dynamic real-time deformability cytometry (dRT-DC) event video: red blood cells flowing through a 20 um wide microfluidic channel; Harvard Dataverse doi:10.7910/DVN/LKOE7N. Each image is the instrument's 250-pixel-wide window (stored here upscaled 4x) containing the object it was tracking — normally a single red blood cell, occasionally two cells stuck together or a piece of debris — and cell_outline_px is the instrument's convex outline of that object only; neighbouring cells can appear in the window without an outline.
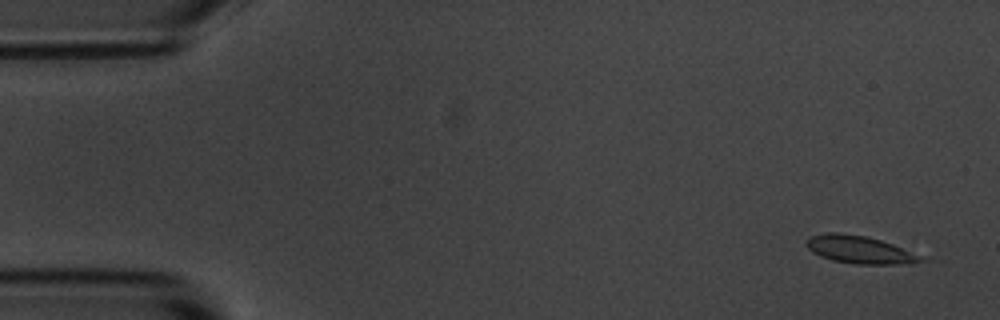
{"species": "common noctule bat (a hibernating species)", "species_latin": "Nyctalus noctula", "temperature_condition": "room temperature", "stored_images_in_passage": 2, "camera_frame_rate_fps": 3000, "um_per_image_px": 0.085, "animal": {"sex": "male", "body_mass_g": 20.1, "forearm_length_mm": 53.5}, "frame": {"image": 1, "passage_image": 2, "time_ms": 1.333, "image_size_px": [1000, 320], "cell_outline_px": [[924, 260], [912, 264], [856, 264], [832, 260], [820, 256], [812, 252], [804, 244], [808, 236], [828, 232], [840, 232], [868, 236], [892, 244], [920, 256]], "centroid_in_image_um": [72.99, 21.21], "position_along_channel_um": 12.0, "area_um2": 18.5}}